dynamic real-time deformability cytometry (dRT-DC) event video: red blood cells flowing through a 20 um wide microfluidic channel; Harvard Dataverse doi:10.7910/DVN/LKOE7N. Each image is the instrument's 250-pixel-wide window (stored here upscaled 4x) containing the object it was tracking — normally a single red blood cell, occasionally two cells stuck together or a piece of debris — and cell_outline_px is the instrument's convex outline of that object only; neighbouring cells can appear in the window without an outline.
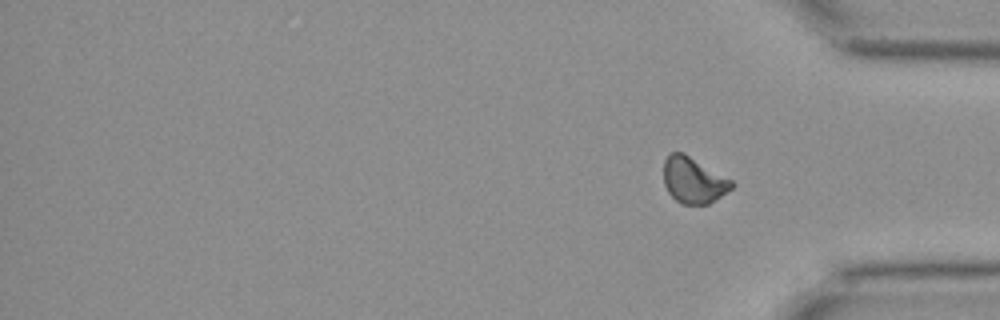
{"species": "Egyptian fruit bat (a non-hibernating species)", "species_latin": "Rousettus aegyptiacus", "temperature_condition": "cold", "stored_images_in_passage": 12, "segment_of_instrument_passage": [2, 2], "camera_frame_rate_fps": 3000, "um_per_image_px": 0.085, "animal": {"sex": "female"}, "frame": {"image": 1, "passage_image": 12, "time_ms": 13.667, "image_size_px": [1000, 320], "cell_outline_px": [[736, 184], [732, 188], [708, 204], [680, 204], [668, 192], [664, 184], [664, 160], [672, 152], [684, 152], [732, 180]], "centroid_in_image_um": [58.94, 15.31], "position_along_channel_um": 376.3, "area_um2": 18.21}}